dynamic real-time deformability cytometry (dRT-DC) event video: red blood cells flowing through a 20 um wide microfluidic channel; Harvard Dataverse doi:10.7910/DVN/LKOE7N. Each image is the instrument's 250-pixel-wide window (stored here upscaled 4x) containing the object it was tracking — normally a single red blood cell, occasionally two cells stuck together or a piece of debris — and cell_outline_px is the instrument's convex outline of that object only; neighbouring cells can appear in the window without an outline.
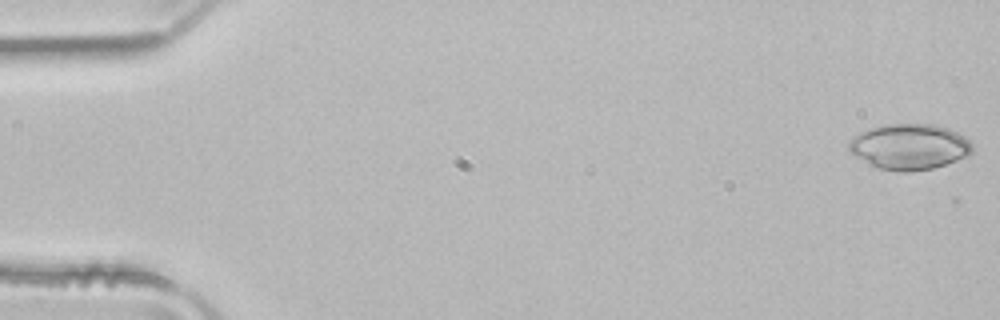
{"species": "common noctule bat (a hibernating species)", "species_latin": "Nyctalus noctula", "temperature_condition": "room temperature", "stored_images_in_passage": 10, "camera_frame_rate_fps": 3000, "um_per_image_px": 0.085, "animal": {"sex": "male", "body_mass_g": 21.5, "forearm_length_mm": 52.0}, "frame": {"image": 1, "passage_image": 1, "time_ms": 0.0, "image_size_px": [1000, 320], "cell_outline_px": [[972, 152], [968, 156], [932, 168], [908, 172], [900, 172], [876, 168], [868, 164], [848, 152], [848, 144], [852, 136], [868, 128], [888, 124], [932, 124], [948, 128], [964, 136], [972, 144]], "centroid_in_image_um": [77.25, 12.47], "position_along_channel_um": 7.7, "area_um2": 33.06}}